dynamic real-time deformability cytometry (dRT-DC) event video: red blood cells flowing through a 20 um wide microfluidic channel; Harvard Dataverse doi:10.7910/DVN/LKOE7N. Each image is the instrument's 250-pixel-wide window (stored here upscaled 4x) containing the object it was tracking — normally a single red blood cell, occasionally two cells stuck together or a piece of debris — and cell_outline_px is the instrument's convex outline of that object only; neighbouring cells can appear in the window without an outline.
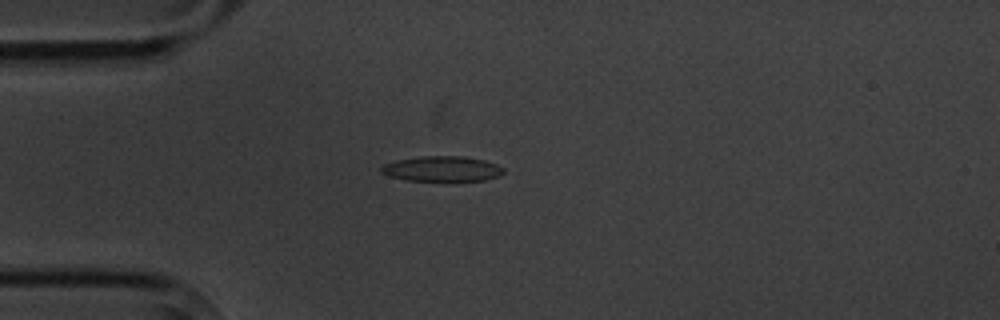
{"species": "common noctule bat (a hibernating species)", "species_latin": "Nyctalus noctula", "temperature_condition": "cold", "stored_images_in_passage": 5, "camera_frame_rate_fps": 3000, "um_per_image_px": 0.085, "animal": {"sex": "male", "body_mass_g": 20.1, "forearm_length_mm": 53.5}, "frame": {"image": 1, "passage_image": 4, "time_ms": 3.667, "image_size_px": [1000, 320], "cell_outline_px": [[504, 172], [500, 176], [484, 180], [404, 180], [388, 176], [380, 172], [380, 168], [384, 164], [396, 160], [420, 156], [464, 156], [484, 160], [496, 164], [504, 168]], "centroid_in_image_um": [37.56, 14.34], "position_along_channel_um": 47.4, "area_um2": 17.98}}